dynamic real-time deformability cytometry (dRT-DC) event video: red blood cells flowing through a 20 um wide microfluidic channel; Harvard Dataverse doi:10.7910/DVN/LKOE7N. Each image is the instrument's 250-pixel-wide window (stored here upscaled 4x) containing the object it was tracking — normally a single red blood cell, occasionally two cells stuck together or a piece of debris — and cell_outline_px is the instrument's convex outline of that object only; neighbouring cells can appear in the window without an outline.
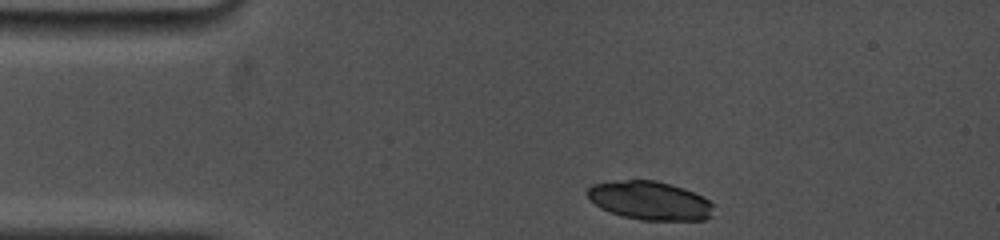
{"species": "common noctule bat (a hibernating species)", "species_latin": "Nyctalus noctula", "temperature_condition": "cold", "stored_images_in_passage": 10, "camera_frame_rate_fps": 5000, "um_per_image_px": 0.085, "animal": {"sex": "female", "body_mass_g": 19.0, "forearm_length_mm": 53.3}, "frame": {"image": 1, "passage_image": 1, "time_ms": 0.0, "image_size_px": [1000, 240], "cell_outline_px": [[712, 216], [704, 220], [640, 220], [624, 216], [600, 208], [588, 196], [588, 188], [592, 184], [628, 180], [656, 180], [684, 188], [704, 196], [712, 204]], "centroid_in_image_um": [55.28, 17.05], "position_along_channel_um": 29.7, "area_um2": 28.15}}